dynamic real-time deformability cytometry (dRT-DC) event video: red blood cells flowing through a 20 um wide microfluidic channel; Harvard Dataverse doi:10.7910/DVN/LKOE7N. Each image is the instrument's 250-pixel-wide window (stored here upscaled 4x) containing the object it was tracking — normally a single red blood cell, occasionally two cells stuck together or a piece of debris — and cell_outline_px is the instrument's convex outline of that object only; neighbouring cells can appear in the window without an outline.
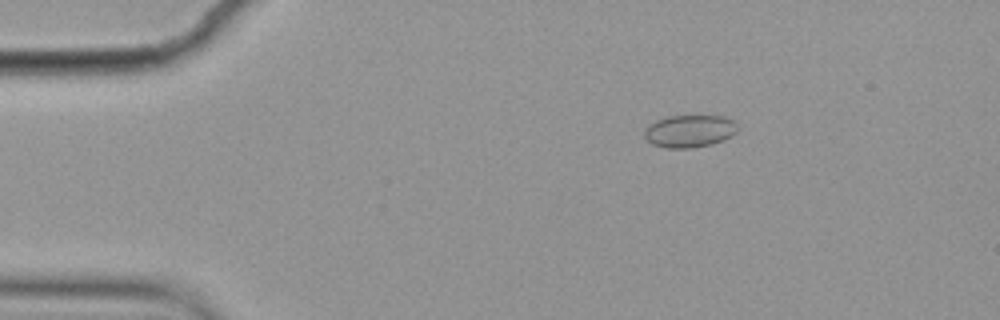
{"species": "common noctule bat (a hibernating species)", "species_latin": "Nyctalus noctula", "temperature_condition": "cold", "stored_images_in_passage": 2, "camera_frame_rate_fps": 3000, "um_per_image_px": 0.085, "animal": {"sex": "female", "body_mass_g": 19.9}, "frame": {"image": 1, "passage_image": 1, "time_ms": 0.0, "image_size_px": [1000, 320], "cell_outline_px": [[736, 132], [732, 136], [724, 140], [712, 144], [692, 148], [668, 148], [652, 144], [644, 136], [644, 128], [648, 124], [656, 120], [668, 116], [724, 116], [732, 120], [736, 124]], "centroid_in_image_um": [58.59, 11.15], "position_along_channel_um": 26.4, "area_um2": 17.69}}